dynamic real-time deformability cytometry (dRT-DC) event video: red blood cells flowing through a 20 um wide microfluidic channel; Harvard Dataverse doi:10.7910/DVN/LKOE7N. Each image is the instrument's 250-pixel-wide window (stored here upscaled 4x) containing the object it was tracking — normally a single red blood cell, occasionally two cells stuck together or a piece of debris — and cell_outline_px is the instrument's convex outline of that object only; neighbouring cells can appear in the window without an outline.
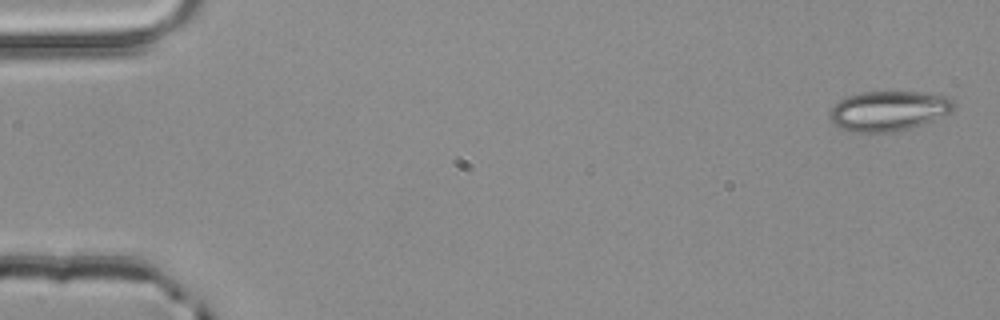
{"species": "common noctule bat (a hibernating species)", "species_latin": "Nyctalus noctula", "temperature_condition": "room temperature", "stored_images_in_passage": 4, "camera_frame_rate_fps": 3000, "um_per_image_px": 0.085, "animal": {"sex": "male", "body_mass_g": 20.4}, "frame": {"image": 1, "passage_image": 1, "time_ms": 0.0, "image_size_px": [1000, 320], "cell_outline_px": [[956, 108], [952, 112], [912, 128], [892, 132], [856, 132], [840, 128], [828, 116], [828, 108], [840, 100], [848, 96], [860, 92], [916, 92], [948, 96], [952, 100]], "centroid_in_image_um": [75.52, 9.42], "position_along_channel_um": 9.5, "area_um2": 28.96}}
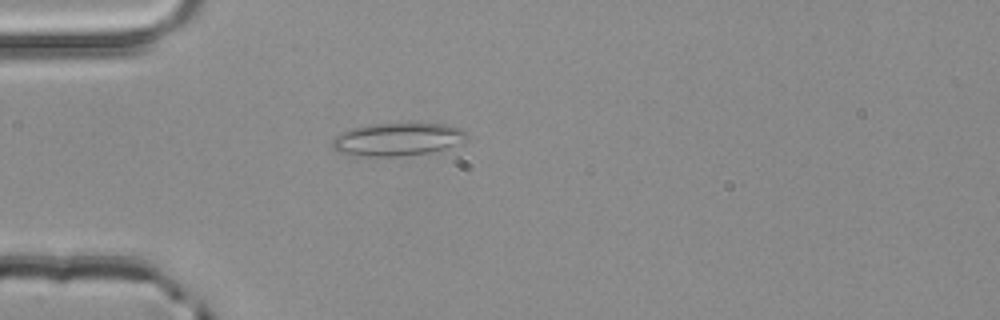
{"frame": {"image": 2, "passage_image": 4, "time_ms": 1.0, "image_size_px": [1000, 320], "cell_outline_px": [[468, 136], [464, 140], [444, 148], [428, 152], [400, 156], [360, 156], [336, 152], [332, 148], [332, 140], [340, 132], [352, 128], [372, 124], [416, 120], [444, 124], [464, 128], [468, 132]], "centroid_in_image_um": [33.8, 11.78], "position_along_channel_um": 51.2, "area_um2": 26.65}}